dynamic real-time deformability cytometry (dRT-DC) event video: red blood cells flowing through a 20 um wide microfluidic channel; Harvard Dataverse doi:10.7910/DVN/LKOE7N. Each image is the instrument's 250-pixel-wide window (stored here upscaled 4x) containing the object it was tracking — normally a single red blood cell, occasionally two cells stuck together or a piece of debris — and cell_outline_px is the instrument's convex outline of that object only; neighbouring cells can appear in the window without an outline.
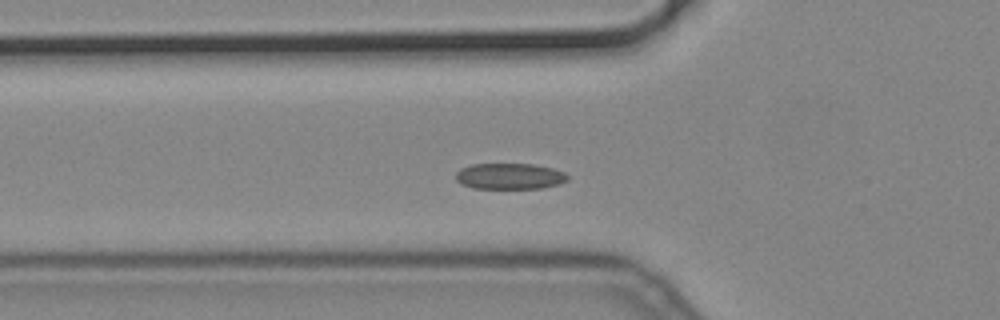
{"species": "common noctule bat (a hibernating species)", "species_latin": "Nyctalus noctula", "temperature_condition": "cold", "stored_images_in_passage": 45, "camera_frame_rate_fps": 3000, "um_per_image_px": 0.085, "animal": {"sex": "male", "body_mass_g": 19.2, "forearm_length_mm": 51.8}, "frame": {"image": 1, "passage_image": 11, "time_ms": 3.333, "image_size_px": [1000, 320], "cell_outline_px": [[568, 180], [560, 184], [540, 188], [472, 188], [460, 184], [456, 180], [456, 172], [460, 168], [472, 164], [532, 164], [552, 168], [564, 172], [568, 176]], "centroid_in_image_um": [43.3, 14.98], "position_along_channel_um": 82.5, "area_um2": 16.99}}
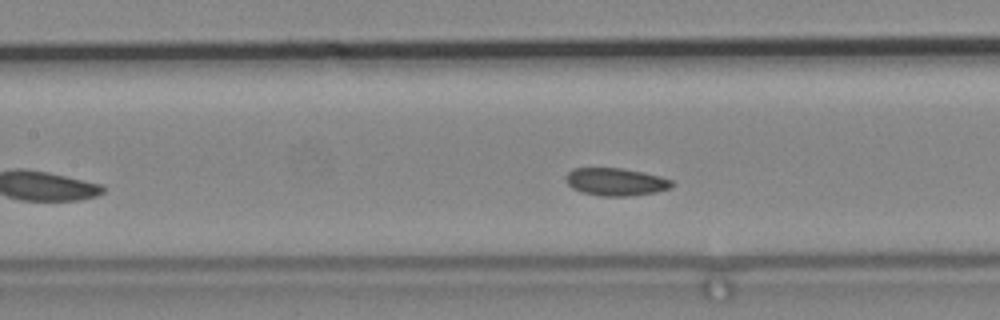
{"frame": {"image": 2, "passage_image": 17, "time_ms": 5.333, "image_size_px": [1000, 320], "cell_outline_px": [[676, 184], [672, 188], [656, 192], [628, 196], [600, 196], [580, 192], [572, 188], [564, 180], [564, 176], [572, 168], [620, 168], [644, 172], [660, 176], [672, 180]], "centroid_in_image_um": [52.34, 15.46], "position_along_channel_um": 155.1, "area_um2": 17.4}}
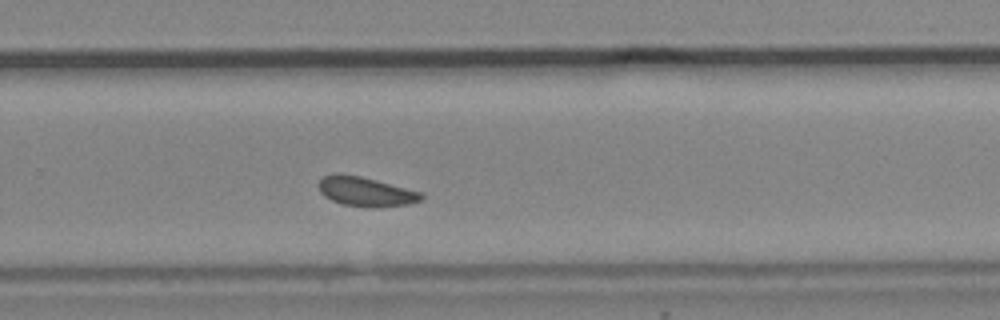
{"frame": {"image": 3, "passage_image": 29, "time_ms": 9.333, "image_size_px": [1000, 320], "cell_outline_px": [[424, 200], [408, 204], [372, 208], [344, 204], [332, 200], [324, 196], [320, 192], [316, 184], [324, 176], [336, 172], [340, 172], [360, 176], [376, 180], [420, 192], [424, 196]], "centroid_in_image_um": [31.05, 16.27], "position_along_channel_um": 298.8, "area_um2": 17.69}}